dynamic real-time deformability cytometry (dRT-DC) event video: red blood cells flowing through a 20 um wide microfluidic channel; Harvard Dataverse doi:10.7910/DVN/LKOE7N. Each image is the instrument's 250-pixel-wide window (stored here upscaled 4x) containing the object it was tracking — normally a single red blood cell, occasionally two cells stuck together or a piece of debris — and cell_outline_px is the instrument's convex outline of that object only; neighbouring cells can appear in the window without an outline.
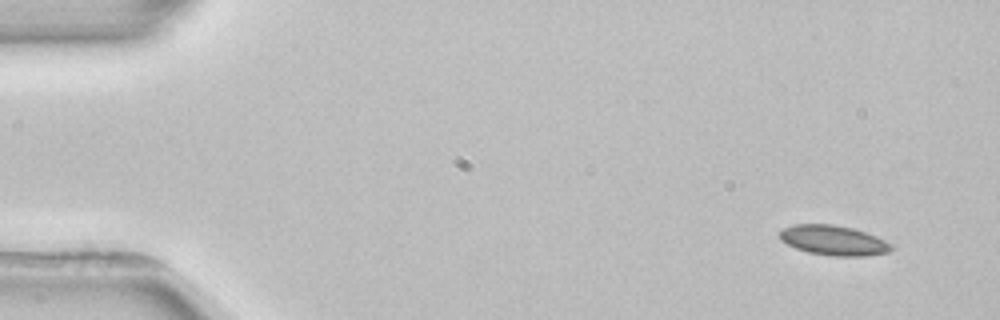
{"species": "common noctule bat (a hibernating species)", "species_latin": "Nyctalus noctula", "temperature_condition": "room temperature", "stored_images_in_passage": 3, "camera_frame_rate_fps": 3000, "um_per_image_px": 0.085, "animal": {"sex": "female", "body_mass_g": 22.7, "forearm_length_mm": 54.2}, "frame": {"image": 1, "passage_image": 1, "time_ms": 0.0, "image_size_px": [1000, 320], "cell_outline_px": [[892, 248], [888, 252], [868, 256], [832, 256], [808, 252], [796, 248], [780, 240], [780, 232], [784, 228], [792, 224], [832, 224], [852, 228], [876, 236], [892, 244]], "centroid_in_image_um": [70.85, 20.43], "position_along_channel_um": 14.2, "area_um2": 19.36}}